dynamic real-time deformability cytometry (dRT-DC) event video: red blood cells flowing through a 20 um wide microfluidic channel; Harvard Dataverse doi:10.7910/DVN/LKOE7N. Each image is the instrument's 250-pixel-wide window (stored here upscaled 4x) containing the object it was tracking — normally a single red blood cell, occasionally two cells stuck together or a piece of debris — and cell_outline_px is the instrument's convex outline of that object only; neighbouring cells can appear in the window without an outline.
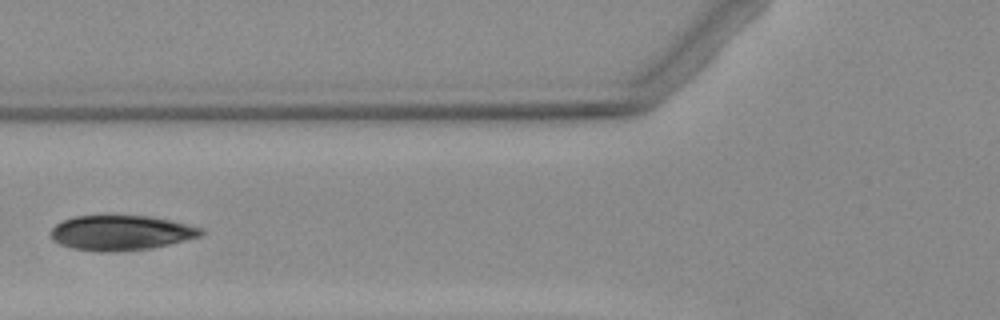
{"species": "Egyptian fruit bat (a non-hibernating species)", "species_latin": "Rousettus aegyptiacus", "temperature_condition": "warm", "stored_images_in_passage": 5, "camera_frame_rate_fps": 3000, "um_per_image_px": 0.085, "animal": {"sex": "female"}, "frame": {"image": 1, "passage_image": 4, "time_ms": 3.667, "image_size_px": [1000, 320], "cell_outline_px": [[204, 232], [200, 236], [152, 248], [112, 252], [104, 252], [72, 248], [60, 244], [52, 240], [52, 228], [56, 224], [64, 220], [76, 216], [148, 216], [168, 220], [204, 228]], "centroid_in_image_um": [10.28, 19.79], "position_along_channel_um": 115.5, "area_um2": 30.23}}
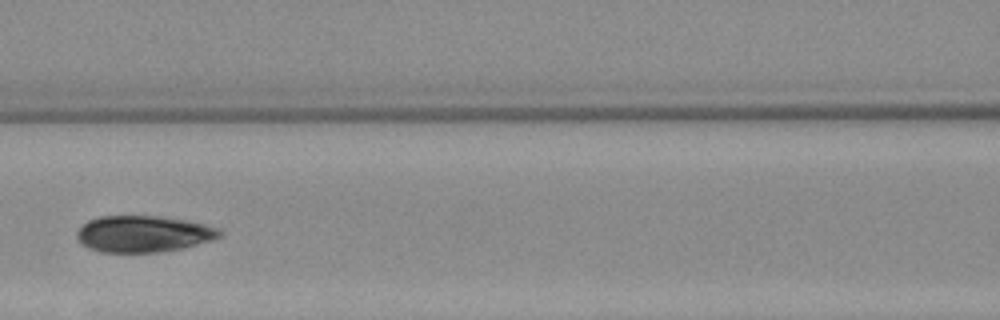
{"frame": {"image": 2, "passage_image": 5, "time_ms": 4.667, "image_size_px": [1000, 320], "cell_outline_px": [[224, 232], [220, 236], [208, 240], [180, 248], [160, 252], [100, 252], [88, 248], [80, 244], [76, 236], [76, 232], [88, 220], [100, 216], [156, 216], [204, 224], [220, 228]], "centroid_in_image_um": [12.12, 19.88], "position_along_channel_um": 154.5, "area_um2": 30.0}}